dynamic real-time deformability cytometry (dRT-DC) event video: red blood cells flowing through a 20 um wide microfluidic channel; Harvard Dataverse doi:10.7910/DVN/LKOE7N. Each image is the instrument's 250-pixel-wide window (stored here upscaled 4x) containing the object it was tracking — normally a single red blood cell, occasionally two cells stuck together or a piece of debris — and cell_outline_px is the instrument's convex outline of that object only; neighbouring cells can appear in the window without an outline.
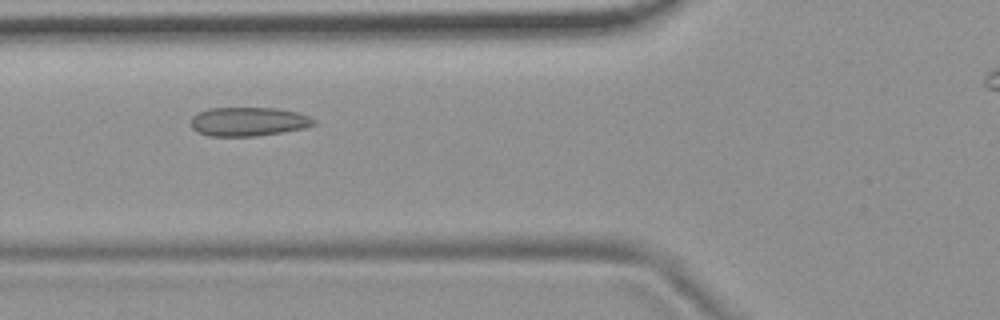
{"species": "common noctule bat (a hibernating species)", "species_latin": "Nyctalus noctula", "temperature_condition": "room temperature", "stored_images_in_passage": 4, "camera_frame_rate_fps": 3000, "um_per_image_px": 0.085, "animal": {"sex": "female", "body_mass_g": 19.9}, "frame": {"image": 1, "passage_image": 4, "time_ms": 1.0, "image_size_px": [1000, 320], "cell_outline_px": [[316, 124], [300, 128], [280, 132], [256, 136], [208, 136], [196, 132], [192, 128], [192, 116], [208, 108], [276, 108], [296, 112], [308, 116], [316, 120]], "centroid_in_image_um": [21.07, 10.33], "position_along_channel_um": 104.7, "area_um2": 20.52}}